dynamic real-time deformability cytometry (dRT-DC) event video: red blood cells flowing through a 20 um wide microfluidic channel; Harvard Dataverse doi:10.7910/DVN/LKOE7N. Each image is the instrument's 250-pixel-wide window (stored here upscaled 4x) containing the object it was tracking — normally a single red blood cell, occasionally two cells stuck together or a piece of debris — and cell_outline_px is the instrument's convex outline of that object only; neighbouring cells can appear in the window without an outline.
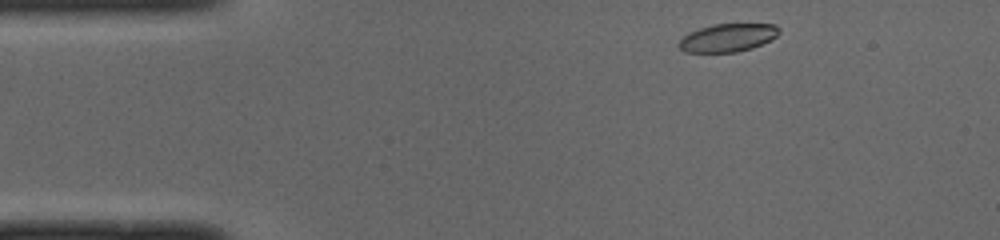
{"species": "common noctule bat (a hibernating species)", "species_latin": "Nyctalus noctula", "temperature_condition": "cold", "stored_images_in_passage": 44, "camera_frame_rate_fps": 3000, "um_per_image_px": 0.085, "animal": {"sex": "male", "body_mass_g": 19.0, "forearm_length_mm": 50.8}, "frame": {"image": 1, "passage_image": 1, "time_ms": 0.0, "image_size_px": [1000, 240], "cell_outline_px": [[780, 32], [772, 40], [752, 48], [736, 52], [684, 52], [676, 44], [688, 32], [712, 24], [776, 24], [780, 28]], "centroid_in_image_um": [61.87, 3.2], "position_along_channel_um": 23.1, "area_um2": 16.53}}
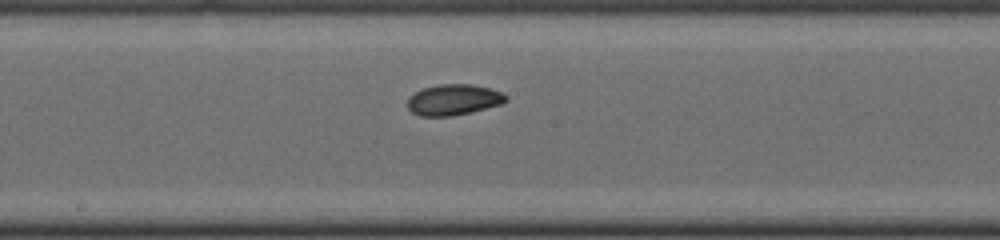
{"frame": {"image": 2, "passage_image": 20, "time_ms": 6.333, "image_size_px": [1000, 240], "cell_outline_px": [[508, 100], [500, 104], [452, 116], [420, 116], [412, 112], [408, 108], [408, 96], [424, 88], [440, 84], [472, 84], [488, 88], [500, 92], [508, 96]], "centroid_in_image_um": [38.53, 8.47], "position_along_channel_um": 209.7, "area_um2": 17.46}}
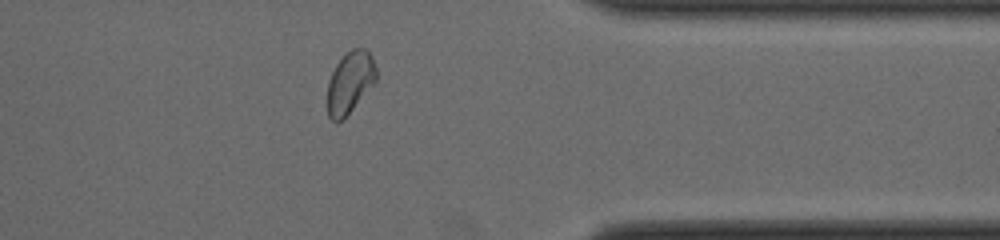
{"frame": {"image": 3, "passage_image": 34, "time_ms": 11.0, "image_size_px": [1000, 240], "cell_outline_px": [[376, 80], [352, 108], [336, 124], [328, 116], [328, 80], [336, 64], [352, 48], [368, 48], [372, 56], [376, 68]], "centroid_in_image_um": [29.75, 6.96], "position_along_channel_um": 381.7, "area_um2": 17.17}, "authors_computed_cell_mechanics": {"area_um2": 17.7735, "velocity_mm_per_s": 3.9689, "shape_relaxation_time_tau1_ms": 4.5945, "shape_relaxation_time_tau2_ms": 3.5072, "deformation_change_tau1": 0.1088, "deformation_change_tau2": 0.0644}}